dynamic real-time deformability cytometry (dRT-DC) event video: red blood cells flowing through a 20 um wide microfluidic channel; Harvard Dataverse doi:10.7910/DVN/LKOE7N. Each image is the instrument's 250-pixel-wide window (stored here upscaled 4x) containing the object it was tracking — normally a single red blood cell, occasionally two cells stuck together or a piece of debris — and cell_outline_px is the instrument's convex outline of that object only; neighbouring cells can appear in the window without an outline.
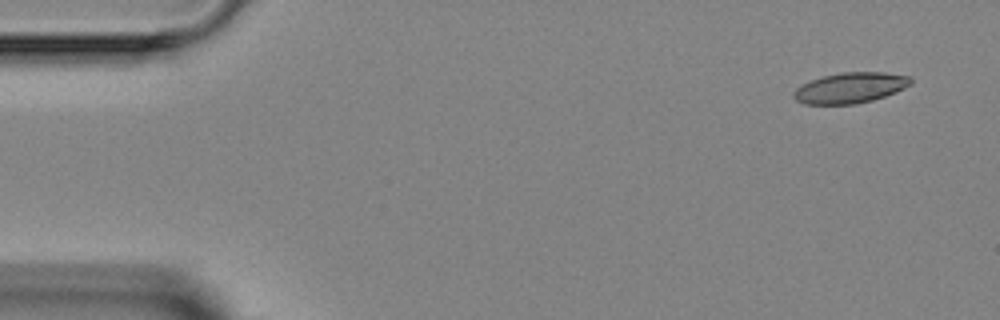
{"species": "Egyptian fruit bat (a non-hibernating species)", "species_latin": "Rousettus aegyptiacus", "temperature_condition": "room temperature", "stored_images_in_passage": 3, "camera_frame_rate_fps": 3000, "um_per_image_px": 0.085, "animal": {"sex": "female"}, "frame": {"image": 1, "passage_image": 1, "time_ms": 0.0, "image_size_px": [1000, 320], "cell_outline_px": [[912, 84], [896, 92], [872, 100], [856, 104], [804, 104], [796, 100], [792, 96], [792, 92], [796, 88], [812, 80], [824, 76], [840, 72], [884, 72], [912, 76]], "centroid_in_image_um": [72.29, 7.46], "position_along_channel_um": 12.7, "area_um2": 20.92}}